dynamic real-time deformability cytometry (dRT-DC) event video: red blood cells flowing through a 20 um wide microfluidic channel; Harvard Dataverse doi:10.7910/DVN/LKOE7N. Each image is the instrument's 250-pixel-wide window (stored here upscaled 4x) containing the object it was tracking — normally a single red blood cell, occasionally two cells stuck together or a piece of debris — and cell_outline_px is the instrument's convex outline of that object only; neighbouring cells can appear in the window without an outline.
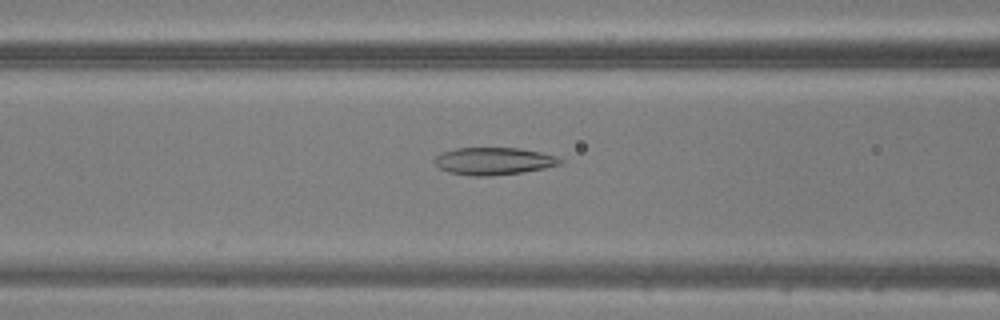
{"species": "common noctule bat (a hibernating species)", "species_latin": "Nyctalus noctula", "temperature_condition": "warm", "stored_images_in_passage": 34, "camera_frame_rate_fps": 3000, "um_per_image_px": 0.085, "animal": {"sex": "male", "body_mass_g": 20.5, "forearm_length_mm": 52.5}, "frame": {"image": 1, "passage_image": 6, "time_ms": 1.667, "image_size_px": [1000, 320], "cell_outline_px": [[564, 160], [560, 164], [544, 168], [524, 172], [492, 176], [472, 176], [448, 172], [440, 168], [432, 160], [436, 156], [444, 152], [456, 148], [520, 148], [540, 152], [556, 156]], "centroid_in_image_um": [41.97, 13.7], "position_along_channel_um": 124.6, "area_um2": 20.06}}
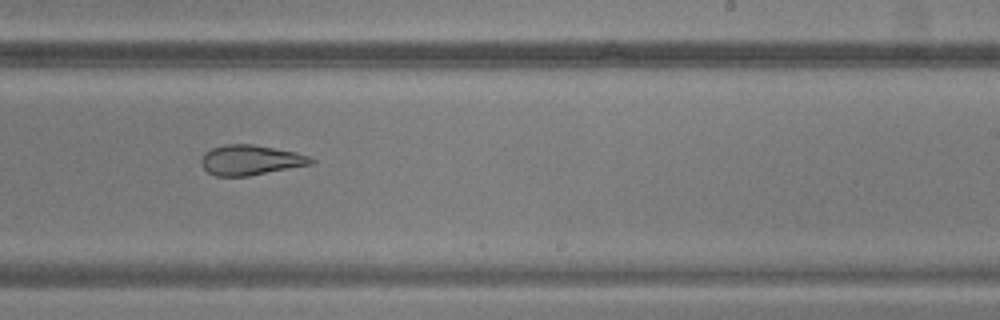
{"frame": {"image": 2, "passage_image": 16, "time_ms": 5.0, "image_size_px": [1000, 320], "cell_outline_px": [[316, 160], [312, 164], [248, 176], [216, 176], [208, 172], [200, 164], [200, 160], [204, 152], [212, 148], [224, 144], [252, 144], [296, 152], [308, 156]], "centroid_in_image_um": [21.27, 13.6], "position_along_channel_um": 267.7, "area_um2": 19.25}}
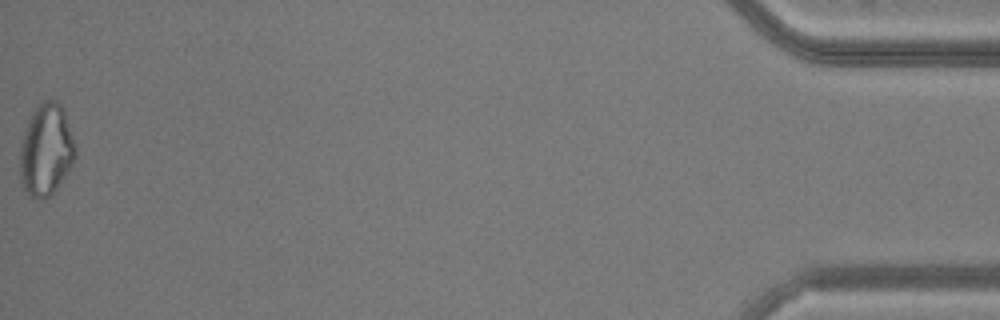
{"frame": {"image": 3, "passage_image": 34, "time_ms": 11.0, "image_size_px": [1000, 320], "cell_outline_px": [[76, 156], [72, 164], [56, 188], [48, 196], [40, 200], [36, 200], [28, 196], [20, 180], [20, 140], [24, 128], [32, 112], [44, 100], [56, 100], [64, 108], [76, 148]], "centroid_in_image_um": [3.89, 12.74], "position_along_channel_um": 431.3, "area_um2": 29.82}}